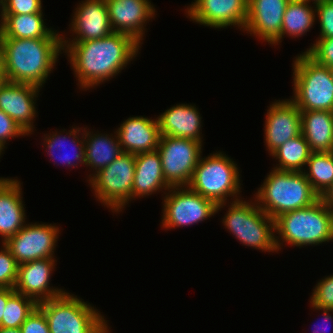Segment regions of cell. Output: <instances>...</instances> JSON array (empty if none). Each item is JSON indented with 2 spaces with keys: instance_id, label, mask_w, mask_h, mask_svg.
Wrapping results in <instances>:
<instances>
[{
  "instance_id": "obj_1",
  "label": "cell",
  "mask_w": 333,
  "mask_h": 333,
  "mask_svg": "<svg viewBox=\"0 0 333 333\" xmlns=\"http://www.w3.org/2000/svg\"><path fill=\"white\" fill-rule=\"evenodd\" d=\"M140 45L128 34L112 32L100 39L63 42V52L68 53L78 84L88 90L121 72L136 57Z\"/></svg>"
},
{
  "instance_id": "obj_2",
  "label": "cell",
  "mask_w": 333,
  "mask_h": 333,
  "mask_svg": "<svg viewBox=\"0 0 333 333\" xmlns=\"http://www.w3.org/2000/svg\"><path fill=\"white\" fill-rule=\"evenodd\" d=\"M7 81L43 86L63 50L62 39L0 38Z\"/></svg>"
},
{
  "instance_id": "obj_3",
  "label": "cell",
  "mask_w": 333,
  "mask_h": 333,
  "mask_svg": "<svg viewBox=\"0 0 333 333\" xmlns=\"http://www.w3.org/2000/svg\"><path fill=\"white\" fill-rule=\"evenodd\" d=\"M255 193V200L272 219L306 208L320 199L303 172L273 169Z\"/></svg>"
},
{
  "instance_id": "obj_4",
  "label": "cell",
  "mask_w": 333,
  "mask_h": 333,
  "mask_svg": "<svg viewBox=\"0 0 333 333\" xmlns=\"http://www.w3.org/2000/svg\"><path fill=\"white\" fill-rule=\"evenodd\" d=\"M275 232L279 235L275 236L277 252L283 242L301 248L333 241V210L319 199L306 208L278 216Z\"/></svg>"
},
{
  "instance_id": "obj_5",
  "label": "cell",
  "mask_w": 333,
  "mask_h": 333,
  "mask_svg": "<svg viewBox=\"0 0 333 333\" xmlns=\"http://www.w3.org/2000/svg\"><path fill=\"white\" fill-rule=\"evenodd\" d=\"M237 164L230 157L217 152L202 158L194 169L188 187L216 205V213L227 204V197L240 199V178ZM239 197H238V196ZM235 197V198H234ZM238 197V198H237Z\"/></svg>"
},
{
  "instance_id": "obj_6",
  "label": "cell",
  "mask_w": 333,
  "mask_h": 333,
  "mask_svg": "<svg viewBox=\"0 0 333 333\" xmlns=\"http://www.w3.org/2000/svg\"><path fill=\"white\" fill-rule=\"evenodd\" d=\"M295 58L291 100L300 111L333 112V78L329 67L316 63L305 52Z\"/></svg>"
},
{
  "instance_id": "obj_7",
  "label": "cell",
  "mask_w": 333,
  "mask_h": 333,
  "mask_svg": "<svg viewBox=\"0 0 333 333\" xmlns=\"http://www.w3.org/2000/svg\"><path fill=\"white\" fill-rule=\"evenodd\" d=\"M231 202L222 220L225 228L243 245L264 252H277L275 220L258 207L256 200L246 202L241 198Z\"/></svg>"
},
{
  "instance_id": "obj_8",
  "label": "cell",
  "mask_w": 333,
  "mask_h": 333,
  "mask_svg": "<svg viewBox=\"0 0 333 333\" xmlns=\"http://www.w3.org/2000/svg\"><path fill=\"white\" fill-rule=\"evenodd\" d=\"M66 292L38 303L47 318L50 333H94L105 321L97 309Z\"/></svg>"
},
{
  "instance_id": "obj_9",
  "label": "cell",
  "mask_w": 333,
  "mask_h": 333,
  "mask_svg": "<svg viewBox=\"0 0 333 333\" xmlns=\"http://www.w3.org/2000/svg\"><path fill=\"white\" fill-rule=\"evenodd\" d=\"M134 175L135 155L122 152L108 166L90 174L89 184L97 200L118 213L132 200Z\"/></svg>"
},
{
  "instance_id": "obj_10",
  "label": "cell",
  "mask_w": 333,
  "mask_h": 333,
  "mask_svg": "<svg viewBox=\"0 0 333 333\" xmlns=\"http://www.w3.org/2000/svg\"><path fill=\"white\" fill-rule=\"evenodd\" d=\"M157 150L166 183L170 187L188 186L202 154V143L161 136Z\"/></svg>"
},
{
  "instance_id": "obj_11",
  "label": "cell",
  "mask_w": 333,
  "mask_h": 333,
  "mask_svg": "<svg viewBox=\"0 0 333 333\" xmlns=\"http://www.w3.org/2000/svg\"><path fill=\"white\" fill-rule=\"evenodd\" d=\"M162 227L190 226L216 214L217 205L188 186L170 187L164 196Z\"/></svg>"
},
{
  "instance_id": "obj_12",
  "label": "cell",
  "mask_w": 333,
  "mask_h": 333,
  "mask_svg": "<svg viewBox=\"0 0 333 333\" xmlns=\"http://www.w3.org/2000/svg\"><path fill=\"white\" fill-rule=\"evenodd\" d=\"M59 231L54 224H25L18 233L9 237L4 245L18 264L54 258Z\"/></svg>"
},
{
  "instance_id": "obj_13",
  "label": "cell",
  "mask_w": 333,
  "mask_h": 333,
  "mask_svg": "<svg viewBox=\"0 0 333 333\" xmlns=\"http://www.w3.org/2000/svg\"><path fill=\"white\" fill-rule=\"evenodd\" d=\"M194 1L186 10L192 21L219 29L227 26H237L244 31L248 16V0Z\"/></svg>"
},
{
  "instance_id": "obj_14",
  "label": "cell",
  "mask_w": 333,
  "mask_h": 333,
  "mask_svg": "<svg viewBox=\"0 0 333 333\" xmlns=\"http://www.w3.org/2000/svg\"><path fill=\"white\" fill-rule=\"evenodd\" d=\"M265 143L271 155L286 141L301 134V111L291 99L276 100L267 110Z\"/></svg>"
},
{
  "instance_id": "obj_15",
  "label": "cell",
  "mask_w": 333,
  "mask_h": 333,
  "mask_svg": "<svg viewBox=\"0 0 333 333\" xmlns=\"http://www.w3.org/2000/svg\"><path fill=\"white\" fill-rule=\"evenodd\" d=\"M106 5L113 32L128 34L141 44L144 26L156 16L154 5L149 0H106Z\"/></svg>"
},
{
  "instance_id": "obj_16",
  "label": "cell",
  "mask_w": 333,
  "mask_h": 333,
  "mask_svg": "<svg viewBox=\"0 0 333 333\" xmlns=\"http://www.w3.org/2000/svg\"><path fill=\"white\" fill-rule=\"evenodd\" d=\"M39 92L40 87L36 85L10 81L0 89V110L12 118L27 136L35 128V101Z\"/></svg>"
},
{
  "instance_id": "obj_17",
  "label": "cell",
  "mask_w": 333,
  "mask_h": 333,
  "mask_svg": "<svg viewBox=\"0 0 333 333\" xmlns=\"http://www.w3.org/2000/svg\"><path fill=\"white\" fill-rule=\"evenodd\" d=\"M55 261V258H46L19 264L14 290L37 303L65 294L64 289L49 286Z\"/></svg>"
},
{
  "instance_id": "obj_18",
  "label": "cell",
  "mask_w": 333,
  "mask_h": 333,
  "mask_svg": "<svg viewBox=\"0 0 333 333\" xmlns=\"http://www.w3.org/2000/svg\"><path fill=\"white\" fill-rule=\"evenodd\" d=\"M290 0H248L244 30L272 44L280 35L283 16Z\"/></svg>"
},
{
  "instance_id": "obj_19",
  "label": "cell",
  "mask_w": 333,
  "mask_h": 333,
  "mask_svg": "<svg viewBox=\"0 0 333 333\" xmlns=\"http://www.w3.org/2000/svg\"><path fill=\"white\" fill-rule=\"evenodd\" d=\"M71 23V30L76 34L69 39L62 36V42H84L100 39L113 32L108 15L106 0H85L77 5Z\"/></svg>"
},
{
  "instance_id": "obj_20",
  "label": "cell",
  "mask_w": 333,
  "mask_h": 333,
  "mask_svg": "<svg viewBox=\"0 0 333 333\" xmlns=\"http://www.w3.org/2000/svg\"><path fill=\"white\" fill-rule=\"evenodd\" d=\"M114 133L122 152L134 155L156 150L161 137L158 119L144 116L129 117Z\"/></svg>"
},
{
  "instance_id": "obj_21",
  "label": "cell",
  "mask_w": 333,
  "mask_h": 333,
  "mask_svg": "<svg viewBox=\"0 0 333 333\" xmlns=\"http://www.w3.org/2000/svg\"><path fill=\"white\" fill-rule=\"evenodd\" d=\"M21 183L13 178H0V235L2 243L26 224Z\"/></svg>"
},
{
  "instance_id": "obj_22",
  "label": "cell",
  "mask_w": 333,
  "mask_h": 333,
  "mask_svg": "<svg viewBox=\"0 0 333 333\" xmlns=\"http://www.w3.org/2000/svg\"><path fill=\"white\" fill-rule=\"evenodd\" d=\"M195 105L177 104L157 117L161 136H172L202 143L201 115Z\"/></svg>"
},
{
  "instance_id": "obj_23",
  "label": "cell",
  "mask_w": 333,
  "mask_h": 333,
  "mask_svg": "<svg viewBox=\"0 0 333 333\" xmlns=\"http://www.w3.org/2000/svg\"><path fill=\"white\" fill-rule=\"evenodd\" d=\"M169 188L163 175L158 150L136 154L132 200L152 195L157 191L165 190L166 192Z\"/></svg>"
},
{
  "instance_id": "obj_24",
  "label": "cell",
  "mask_w": 333,
  "mask_h": 333,
  "mask_svg": "<svg viewBox=\"0 0 333 333\" xmlns=\"http://www.w3.org/2000/svg\"><path fill=\"white\" fill-rule=\"evenodd\" d=\"M0 16V38L62 39V35L45 25L43 13Z\"/></svg>"
},
{
  "instance_id": "obj_25",
  "label": "cell",
  "mask_w": 333,
  "mask_h": 333,
  "mask_svg": "<svg viewBox=\"0 0 333 333\" xmlns=\"http://www.w3.org/2000/svg\"><path fill=\"white\" fill-rule=\"evenodd\" d=\"M301 127L312 152H333L332 111H301Z\"/></svg>"
},
{
  "instance_id": "obj_26",
  "label": "cell",
  "mask_w": 333,
  "mask_h": 333,
  "mask_svg": "<svg viewBox=\"0 0 333 333\" xmlns=\"http://www.w3.org/2000/svg\"><path fill=\"white\" fill-rule=\"evenodd\" d=\"M84 128L85 166L95 169L94 174L113 162L121 153L118 135L91 134ZM112 136V138H111Z\"/></svg>"
},
{
  "instance_id": "obj_27",
  "label": "cell",
  "mask_w": 333,
  "mask_h": 333,
  "mask_svg": "<svg viewBox=\"0 0 333 333\" xmlns=\"http://www.w3.org/2000/svg\"><path fill=\"white\" fill-rule=\"evenodd\" d=\"M305 0H290L287 4L281 27V35L271 44L281 42L283 36L301 37L314 25L316 11Z\"/></svg>"
},
{
  "instance_id": "obj_28",
  "label": "cell",
  "mask_w": 333,
  "mask_h": 333,
  "mask_svg": "<svg viewBox=\"0 0 333 333\" xmlns=\"http://www.w3.org/2000/svg\"><path fill=\"white\" fill-rule=\"evenodd\" d=\"M81 130L83 131L84 129L82 128H76V127H73L72 128V130L70 131L69 130V132L68 133H66V135L68 136V134H69V136L67 137L66 135H64V136H62L61 135V133H60V135L58 134V132L56 131V132H53V134H51L50 133V135H44V142L43 143H45L44 144V146L46 147V150H47V152H48V154H49V156H51V157H53V158H57L58 157V159L57 160H59L60 161V163H62L63 161V163L65 164V165H67V166H70L71 168L73 167V168H75V167H77V165L79 164V163H81V164H84L85 165V141H84V132L83 133H81L82 134V139H81V137L79 136L80 134V132H81ZM78 133V134H77ZM71 136H72V138H71ZM79 137V138H78ZM66 138H71V145H74L75 147H73V146H71L70 145V147L72 148L71 149V151L73 152V149L75 150L74 151V155H73V157H71V155L69 154V152L68 153H66V151L64 152L63 151V153L60 155V151L61 150H65L66 149V146H65V141L66 140H68V139H66ZM77 139V140H76ZM81 139V140H80ZM68 142V141H67ZM66 142V143H67ZM64 144V145H63ZM69 146V145H68ZM59 151L58 153H57V155H56V157L54 156V152L55 151ZM72 160V161H71ZM75 160H76V162H75ZM56 162V161H55ZM75 162V163H74ZM62 163V164H63Z\"/></svg>"
},
{
  "instance_id": "obj_29",
  "label": "cell",
  "mask_w": 333,
  "mask_h": 333,
  "mask_svg": "<svg viewBox=\"0 0 333 333\" xmlns=\"http://www.w3.org/2000/svg\"><path fill=\"white\" fill-rule=\"evenodd\" d=\"M311 150L308 142L305 140L302 134L286 141L277 150H275L271 156L278 159V166L274 169L282 171L303 172V166L306 167V163L310 157Z\"/></svg>"
},
{
  "instance_id": "obj_30",
  "label": "cell",
  "mask_w": 333,
  "mask_h": 333,
  "mask_svg": "<svg viewBox=\"0 0 333 333\" xmlns=\"http://www.w3.org/2000/svg\"><path fill=\"white\" fill-rule=\"evenodd\" d=\"M304 175L319 196L333 183V152H311Z\"/></svg>"
},
{
  "instance_id": "obj_31",
  "label": "cell",
  "mask_w": 333,
  "mask_h": 333,
  "mask_svg": "<svg viewBox=\"0 0 333 333\" xmlns=\"http://www.w3.org/2000/svg\"><path fill=\"white\" fill-rule=\"evenodd\" d=\"M37 306L34 299L15 291L7 300L1 327L19 328Z\"/></svg>"
},
{
  "instance_id": "obj_32",
  "label": "cell",
  "mask_w": 333,
  "mask_h": 333,
  "mask_svg": "<svg viewBox=\"0 0 333 333\" xmlns=\"http://www.w3.org/2000/svg\"><path fill=\"white\" fill-rule=\"evenodd\" d=\"M2 246L0 251V288H14L19 264L4 243Z\"/></svg>"
},
{
  "instance_id": "obj_33",
  "label": "cell",
  "mask_w": 333,
  "mask_h": 333,
  "mask_svg": "<svg viewBox=\"0 0 333 333\" xmlns=\"http://www.w3.org/2000/svg\"><path fill=\"white\" fill-rule=\"evenodd\" d=\"M310 303L319 309L333 310V275L322 278L316 284Z\"/></svg>"
},
{
  "instance_id": "obj_34",
  "label": "cell",
  "mask_w": 333,
  "mask_h": 333,
  "mask_svg": "<svg viewBox=\"0 0 333 333\" xmlns=\"http://www.w3.org/2000/svg\"><path fill=\"white\" fill-rule=\"evenodd\" d=\"M0 15L43 13L41 0H0Z\"/></svg>"
},
{
  "instance_id": "obj_35",
  "label": "cell",
  "mask_w": 333,
  "mask_h": 333,
  "mask_svg": "<svg viewBox=\"0 0 333 333\" xmlns=\"http://www.w3.org/2000/svg\"><path fill=\"white\" fill-rule=\"evenodd\" d=\"M317 39L305 53L322 66H333V38Z\"/></svg>"
},
{
  "instance_id": "obj_36",
  "label": "cell",
  "mask_w": 333,
  "mask_h": 333,
  "mask_svg": "<svg viewBox=\"0 0 333 333\" xmlns=\"http://www.w3.org/2000/svg\"><path fill=\"white\" fill-rule=\"evenodd\" d=\"M313 7L320 22L318 38H333V0L318 3Z\"/></svg>"
},
{
  "instance_id": "obj_37",
  "label": "cell",
  "mask_w": 333,
  "mask_h": 333,
  "mask_svg": "<svg viewBox=\"0 0 333 333\" xmlns=\"http://www.w3.org/2000/svg\"><path fill=\"white\" fill-rule=\"evenodd\" d=\"M27 135L19 125L6 113L0 110V156L4 151L6 141L18 136Z\"/></svg>"
},
{
  "instance_id": "obj_38",
  "label": "cell",
  "mask_w": 333,
  "mask_h": 333,
  "mask_svg": "<svg viewBox=\"0 0 333 333\" xmlns=\"http://www.w3.org/2000/svg\"><path fill=\"white\" fill-rule=\"evenodd\" d=\"M22 333H50L47 318L37 306L20 326Z\"/></svg>"
},
{
  "instance_id": "obj_39",
  "label": "cell",
  "mask_w": 333,
  "mask_h": 333,
  "mask_svg": "<svg viewBox=\"0 0 333 333\" xmlns=\"http://www.w3.org/2000/svg\"><path fill=\"white\" fill-rule=\"evenodd\" d=\"M14 292V288H0V327L7 300Z\"/></svg>"
},
{
  "instance_id": "obj_40",
  "label": "cell",
  "mask_w": 333,
  "mask_h": 333,
  "mask_svg": "<svg viewBox=\"0 0 333 333\" xmlns=\"http://www.w3.org/2000/svg\"><path fill=\"white\" fill-rule=\"evenodd\" d=\"M320 200L333 210V183L320 195Z\"/></svg>"
},
{
  "instance_id": "obj_41",
  "label": "cell",
  "mask_w": 333,
  "mask_h": 333,
  "mask_svg": "<svg viewBox=\"0 0 333 333\" xmlns=\"http://www.w3.org/2000/svg\"><path fill=\"white\" fill-rule=\"evenodd\" d=\"M313 309H315V310H321V311H323V314H324V316H323V318H324V324L325 323H327V324H329V320H332V318H333V316H331L330 315V312H332L333 313V310H329V309H319V308H316V307H314V306H312V305H310ZM318 325H315V329L316 328H318L317 327ZM325 329H327L326 327L324 328V327H322L320 330L318 329H316V330H314L313 331V333H328V331L329 330H325ZM331 333V332H330Z\"/></svg>"
},
{
  "instance_id": "obj_42",
  "label": "cell",
  "mask_w": 333,
  "mask_h": 333,
  "mask_svg": "<svg viewBox=\"0 0 333 333\" xmlns=\"http://www.w3.org/2000/svg\"><path fill=\"white\" fill-rule=\"evenodd\" d=\"M0 74H5V69H4V52L2 45L0 43Z\"/></svg>"
},
{
  "instance_id": "obj_43",
  "label": "cell",
  "mask_w": 333,
  "mask_h": 333,
  "mask_svg": "<svg viewBox=\"0 0 333 333\" xmlns=\"http://www.w3.org/2000/svg\"><path fill=\"white\" fill-rule=\"evenodd\" d=\"M0 333H22V332L20 327L19 328L0 327Z\"/></svg>"
},
{
  "instance_id": "obj_44",
  "label": "cell",
  "mask_w": 333,
  "mask_h": 333,
  "mask_svg": "<svg viewBox=\"0 0 333 333\" xmlns=\"http://www.w3.org/2000/svg\"><path fill=\"white\" fill-rule=\"evenodd\" d=\"M107 320H105L94 333H109Z\"/></svg>"
},
{
  "instance_id": "obj_45",
  "label": "cell",
  "mask_w": 333,
  "mask_h": 333,
  "mask_svg": "<svg viewBox=\"0 0 333 333\" xmlns=\"http://www.w3.org/2000/svg\"><path fill=\"white\" fill-rule=\"evenodd\" d=\"M6 75L5 74H0V89L1 87L6 83Z\"/></svg>"
},
{
  "instance_id": "obj_46",
  "label": "cell",
  "mask_w": 333,
  "mask_h": 333,
  "mask_svg": "<svg viewBox=\"0 0 333 333\" xmlns=\"http://www.w3.org/2000/svg\"><path fill=\"white\" fill-rule=\"evenodd\" d=\"M305 1L308 2V3L311 2V1L312 2L314 1L312 4L316 5L318 3L325 2V1H328V0H305Z\"/></svg>"
},
{
  "instance_id": "obj_47",
  "label": "cell",
  "mask_w": 333,
  "mask_h": 333,
  "mask_svg": "<svg viewBox=\"0 0 333 333\" xmlns=\"http://www.w3.org/2000/svg\"><path fill=\"white\" fill-rule=\"evenodd\" d=\"M330 69V72H331V75H332V78H333V66L329 67Z\"/></svg>"
}]
</instances>
